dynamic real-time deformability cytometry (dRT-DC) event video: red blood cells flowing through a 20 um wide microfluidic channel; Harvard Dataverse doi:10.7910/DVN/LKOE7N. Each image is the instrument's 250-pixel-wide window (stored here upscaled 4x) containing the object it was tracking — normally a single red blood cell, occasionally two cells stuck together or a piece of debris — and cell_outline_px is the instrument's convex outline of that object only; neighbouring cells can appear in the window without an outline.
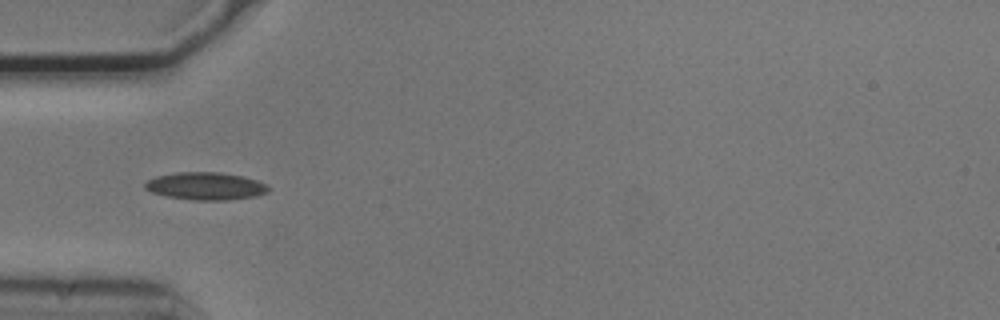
{"species": "common noctule bat (a hibernating species)", "species_latin": "Nyctalus noctula", "temperature_condition": "cold", "stored_images_in_passage": 36, "camera_frame_rate_fps": 3000, "um_per_image_px": 0.085, "animal": {"sex": "male", "body_mass_g": 20.5, "forearm_length_mm": 52.5}, "frame": {"image": 1, "passage_image": 1, "time_ms": 0.0, "image_size_px": [1000, 320], "cell_outline_px": [[272, 188], [268, 192], [256, 196], [228, 200], [192, 200], [168, 196], [152, 192], [144, 188], [144, 184], [148, 180], [156, 176], [176, 172], [220, 172], [244, 176], [268, 184]], "centroid_in_image_um": [17.53, 15.81], "position_along_channel_um": 67.5, "area_um2": 20.0}}
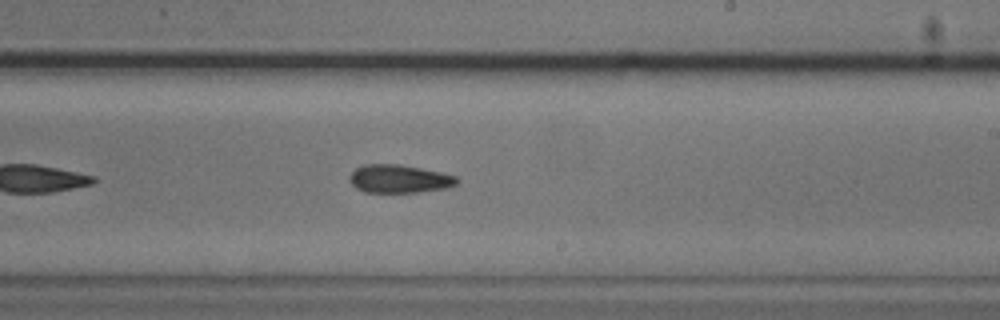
{"frame": {"image": 2, "passage_image": 16, "time_ms": 5.0, "image_size_px": [1000, 320], "cell_outline_px": [[460, 180], [456, 184], [448, 188], [416, 192], [364, 192], [356, 188], [348, 180], [348, 176], [356, 168], [364, 164], [400, 164], [440, 172], [456, 176]], "centroid_in_image_um": [33.92, 15.2], "position_along_channel_um": 255.1, "area_um2": 17.69}, "authors_computed_cell_mechanics": {"area_um2": 17.7157, "velocity_mm_per_s": 3.7442, "shape_relaxation_time_tau1_ms": 5.7216, "shape_relaxation_time_tau2_ms": 10.1893, "deformation_change_tau1": 0.1234, "deformation_change_tau2": 0.1992}}